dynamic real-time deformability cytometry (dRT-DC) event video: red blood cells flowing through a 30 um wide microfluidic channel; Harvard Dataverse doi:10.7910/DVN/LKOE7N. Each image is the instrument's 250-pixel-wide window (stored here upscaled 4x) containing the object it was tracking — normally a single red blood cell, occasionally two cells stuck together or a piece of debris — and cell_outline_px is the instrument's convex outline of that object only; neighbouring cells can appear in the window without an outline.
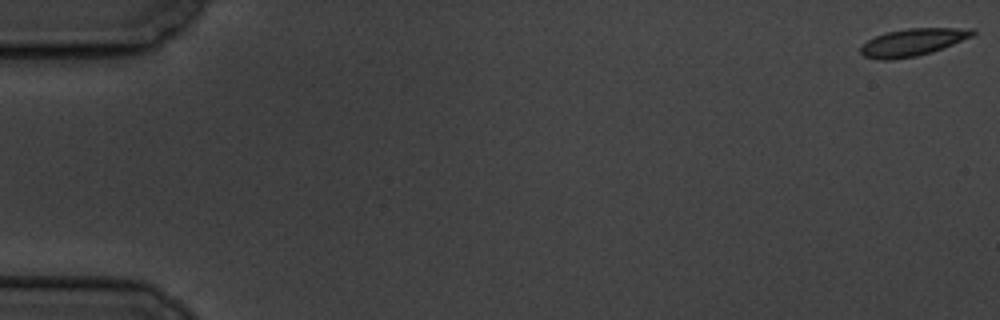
{"species": "common noctule bat (a hibernating species)", "species_latin": "Nyctalus noctula", "temperature_condition": "cold", "stored_images_in_passage": 7, "camera_frame_rate_fps": 3000, "um_per_image_px": 0.085, "animal": {"sex": "male", "body_mass_g": 19.5, "forearm_length_mm": 54.6}, "frame": {"image": 1, "passage_image": 1, "time_ms": 0.0, "image_size_px": [1000, 320], "cell_outline_px": [[976, 32], [972, 36], [932, 52], [916, 56], [888, 60], [880, 60], [864, 56], [860, 52], [860, 48], [868, 40], [876, 36], [888, 32], [908, 28], [972, 28]], "centroid_in_image_um": [77.57, 3.59], "position_along_channel_um": 7.4, "area_um2": 17.57}}
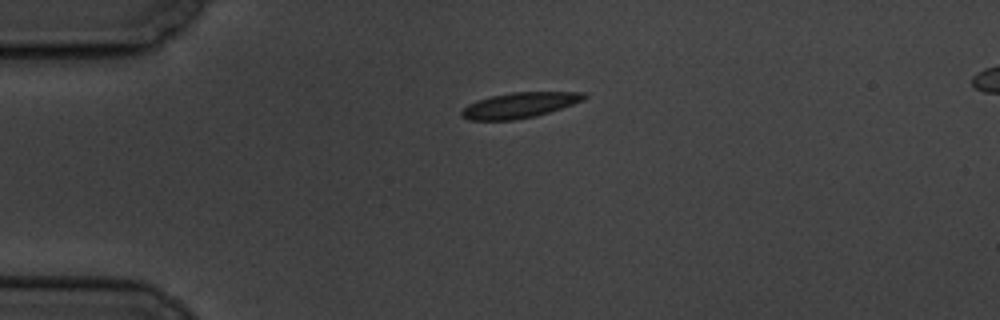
{"frame": {"image": 2, "passage_image": 5, "time_ms": 4.667, "image_size_px": [1000, 320], "cell_outline_px": [[588, 96], [584, 100], [536, 116], [512, 120], [468, 120], [460, 116], [460, 112], [468, 104], [476, 100], [492, 96], [512, 92], [584, 92]], "centroid_in_image_um": [44.13, 8.94], "position_along_channel_um": 40.9, "area_um2": 18.09}}
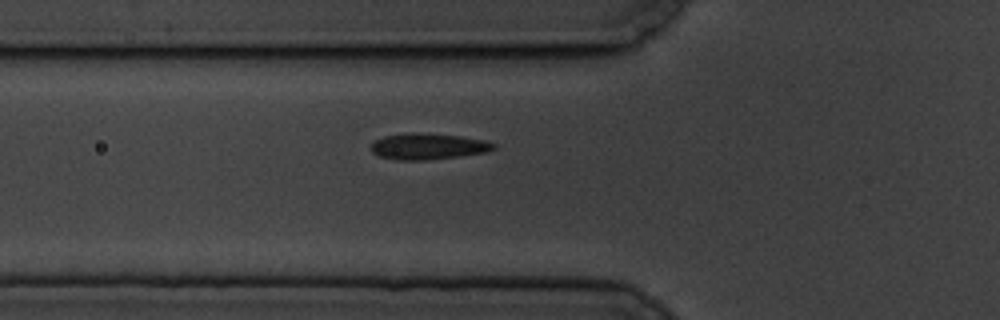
{"frame": {"image": 3, "passage_image": 7, "time_ms": 7.0, "image_size_px": [1000, 320], "cell_outline_px": [[496, 148], [488, 152], [460, 156], [428, 160], [396, 160], [380, 156], [372, 152], [372, 144], [376, 140], [384, 136], [412, 132], [460, 136], [484, 140], [496, 144]], "centroid_in_image_um": [36.42, 12.45], "position_along_channel_um": 89.4, "area_um2": 18.61}}